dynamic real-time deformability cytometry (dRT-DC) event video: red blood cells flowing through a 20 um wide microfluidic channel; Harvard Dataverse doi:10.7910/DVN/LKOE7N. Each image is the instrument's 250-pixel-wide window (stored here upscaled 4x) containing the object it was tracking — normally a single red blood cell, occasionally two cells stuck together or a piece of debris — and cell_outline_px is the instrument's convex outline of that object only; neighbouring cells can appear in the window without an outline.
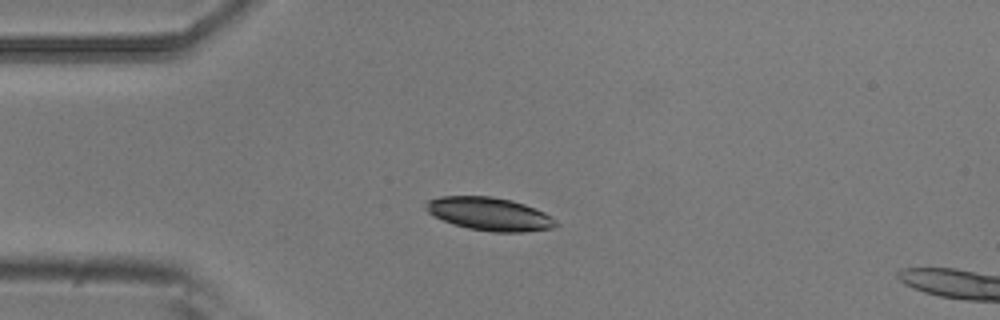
{"species": "common noctule bat (a hibernating species)", "species_latin": "Nyctalus noctula", "temperature_condition": "room temperature", "stored_images_in_passage": 9, "camera_frame_rate_fps": 3000, "um_per_image_px": 0.085, "animal": {"sex": "male", "body_mass_g": 20.5, "forearm_length_mm": 52.5}, "frame": {"image": 1, "passage_image": 3, "time_ms": 0.667, "image_size_px": [1000, 320], "cell_outline_px": [[560, 224], [552, 228], [524, 232], [492, 232], [468, 228], [452, 224], [428, 212], [424, 208], [424, 204], [428, 200], [440, 196], [492, 196], [512, 200], [536, 208], [552, 216]], "centroid_in_image_um": [41.63, 18.18], "position_along_channel_um": 43.4, "area_um2": 25.26}}
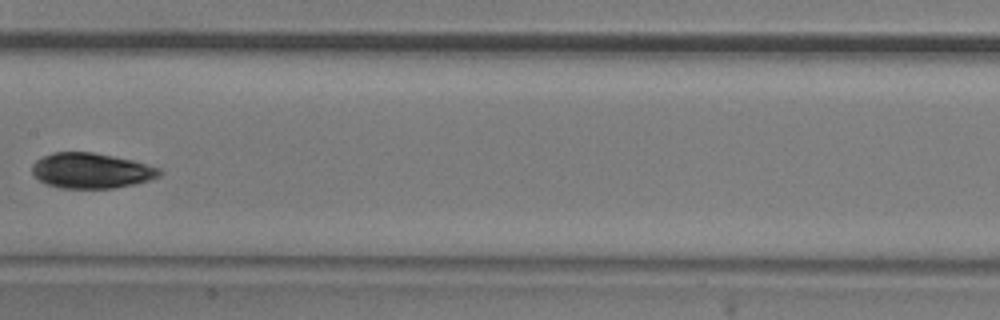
{"frame": {"image": 2, "passage_image": 7, "time_ms": 2.0, "image_size_px": [1000, 320], "cell_outline_px": [[160, 176], [148, 180], [132, 184], [112, 188], [60, 188], [44, 184], [32, 172], [32, 164], [36, 160], [52, 152], [92, 152], [132, 160], [160, 168]], "centroid_in_image_um": [7.71, 14.5], "position_along_channel_um": 199.7, "area_um2": 26.01}}
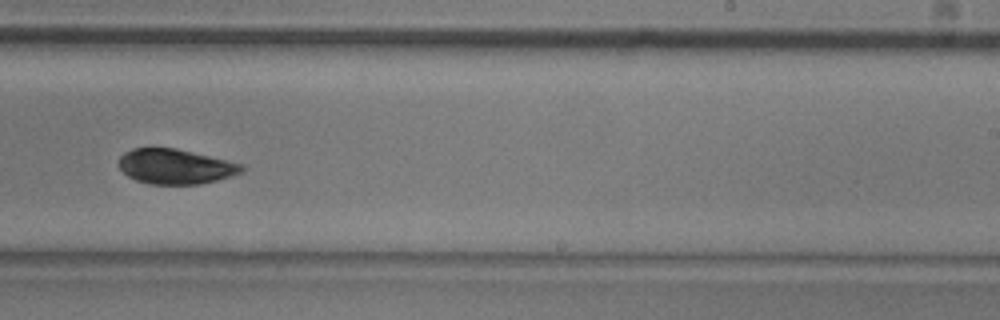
{"frame": {"image": 3, "passage_image": 9, "time_ms": 2.667, "image_size_px": [1000, 320], "cell_outline_px": [[244, 172], [216, 180], [200, 184], [148, 184], [136, 180], [128, 176], [120, 168], [120, 156], [124, 152], [132, 148], [176, 148], [244, 164]], "centroid_in_image_um": [14.92, 14.15], "position_along_channel_um": 274.1, "area_um2": 24.97}}